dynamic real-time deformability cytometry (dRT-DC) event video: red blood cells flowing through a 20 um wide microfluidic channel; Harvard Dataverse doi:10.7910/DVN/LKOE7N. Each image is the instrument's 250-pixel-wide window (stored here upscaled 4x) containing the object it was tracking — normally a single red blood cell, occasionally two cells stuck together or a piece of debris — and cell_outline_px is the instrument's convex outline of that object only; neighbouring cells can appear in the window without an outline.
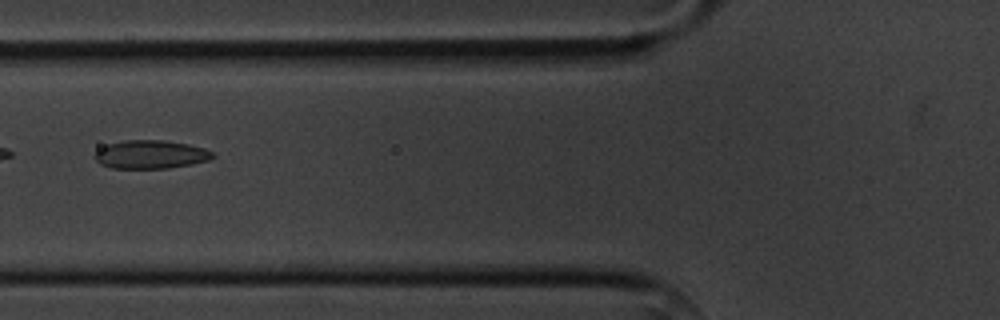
{"species": "common noctule bat (a hibernating species)", "species_latin": "Nyctalus noctula", "temperature_condition": "cold", "stored_images_in_passage": 4, "camera_frame_rate_fps": 3000, "um_per_image_px": 0.085, "animal": {"sex": "male", "body_mass_g": 20.1, "forearm_length_mm": 53.5}, "frame": {"image": 1, "passage_image": 2, "time_ms": 1.0, "image_size_px": [1000, 320], "cell_outline_px": [[216, 156], [208, 160], [192, 164], [168, 168], [112, 168], [100, 164], [92, 156], [100, 148], [108, 144], [124, 140], [164, 140], [188, 144], [204, 148], [212, 152]], "centroid_in_image_um": [12.79, 13.13], "position_along_channel_um": 113.0, "area_um2": 19.54}}
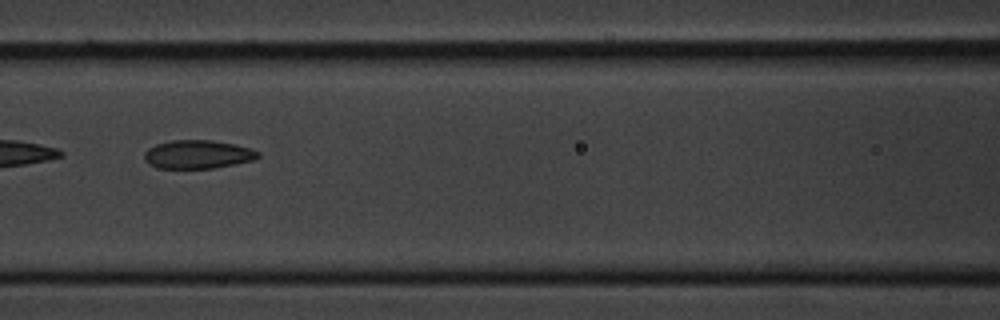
{"frame": {"image": 2, "passage_image": 3, "time_ms": 2.0, "image_size_px": [1000, 320], "cell_outline_px": [[260, 156], [252, 160], [236, 164], [212, 168], [156, 168], [148, 164], [144, 160], [144, 152], [148, 148], [156, 144], [172, 140], [212, 140], [236, 144], [252, 148], [260, 152]], "centroid_in_image_um": [16.81, 13.12], "position_along_channel_um": 149.8, "area_um2": 19.07}}
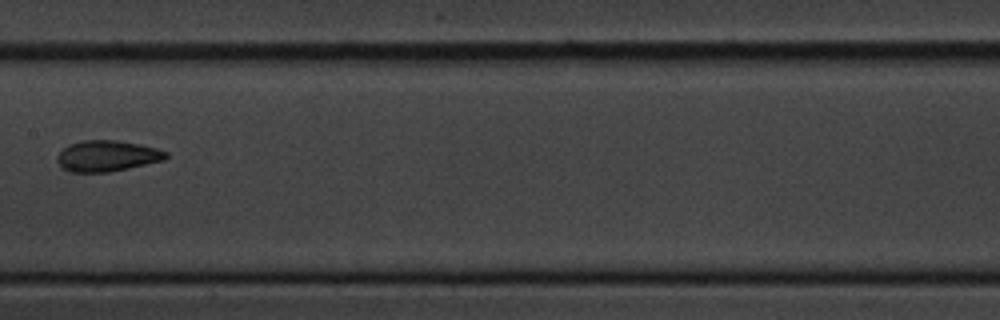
{"frame": {"image": 3, "passage_image": 4, "time_ms": 3.333, "image_size_px": [1000, 320], "cell_outline_px": [[168, 156], [164, 160], [128, 168], [108, 172], [72, 172], [64, 168], [56, 160], [56, 156], [68, 144], [84, 140], [116, 140], [140, 144], [156, 148], [168, 152]], "centroid_in_image_um": [9.11, 13.25], "position_along_channel_um": 198.3, "area_um2": 19.54}}